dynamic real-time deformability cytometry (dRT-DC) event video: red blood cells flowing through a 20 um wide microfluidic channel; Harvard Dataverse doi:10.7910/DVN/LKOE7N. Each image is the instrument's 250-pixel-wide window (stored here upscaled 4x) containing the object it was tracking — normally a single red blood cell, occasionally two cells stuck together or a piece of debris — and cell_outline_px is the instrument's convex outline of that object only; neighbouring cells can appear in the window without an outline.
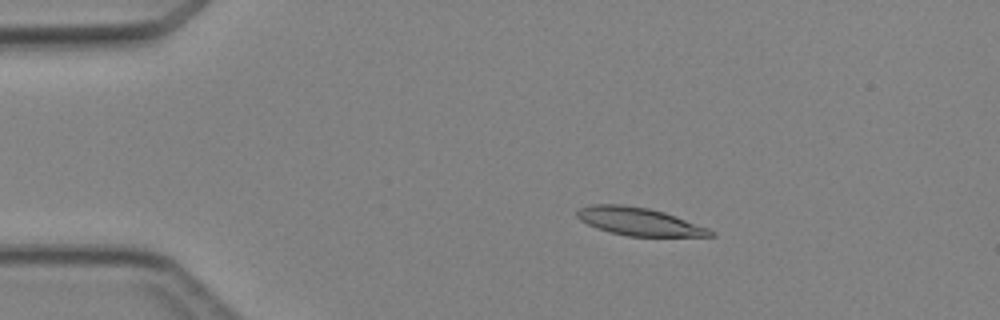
{"species": "Egyptian fruit bat (a non-hibernating species)", "species_latin": "Rousettus aegyptiacus", "temperature_condition": "cold", "stored_images_in_passage": 4, "camera_frame_rate_fps": 3000, "um_per_image_px": 0.085, "animal": {"sex": "female"}, "frame": {"image": 1, "passage_image": 2, "time_ms": 1.333, "image_size_px": [1000, 320], "cell_outline_px": [[716, 236], [628, 236], [596, 228], [580, 220], [576, 216], [576, 212], [580, 208], [592, 204], [620, 204], [648, 208], [664, 212], [708, 228], [716, 232]], "centroid_in_image_um": [54.32, 18.83], "position_along_channel_um": 30.7, "area_um2": 21.5}}
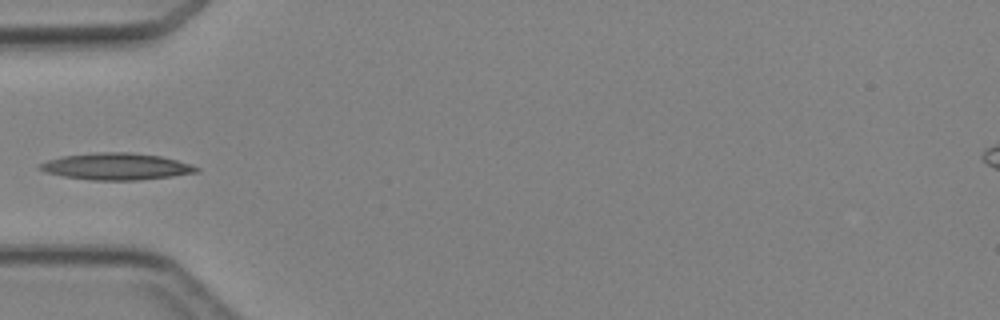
{"frame": {"image": 2, "passage_image": 4, "time_ms": 3.667, "image_size_px": [1000, 320], "cell_outline_px": [[200, 172], [172, 176], [136, 180], [92, 180], [64, 176], [44, 172], [36, 168], [40, 164], [48, 160], [64, 156], [96, 152], [128, 152], [160, 156], [176, 160], [200, 168]], "centroid_in_image_um": [9.87, 14.15], "position_along_channel_um": 75.1, "area_um2": 24.22}}